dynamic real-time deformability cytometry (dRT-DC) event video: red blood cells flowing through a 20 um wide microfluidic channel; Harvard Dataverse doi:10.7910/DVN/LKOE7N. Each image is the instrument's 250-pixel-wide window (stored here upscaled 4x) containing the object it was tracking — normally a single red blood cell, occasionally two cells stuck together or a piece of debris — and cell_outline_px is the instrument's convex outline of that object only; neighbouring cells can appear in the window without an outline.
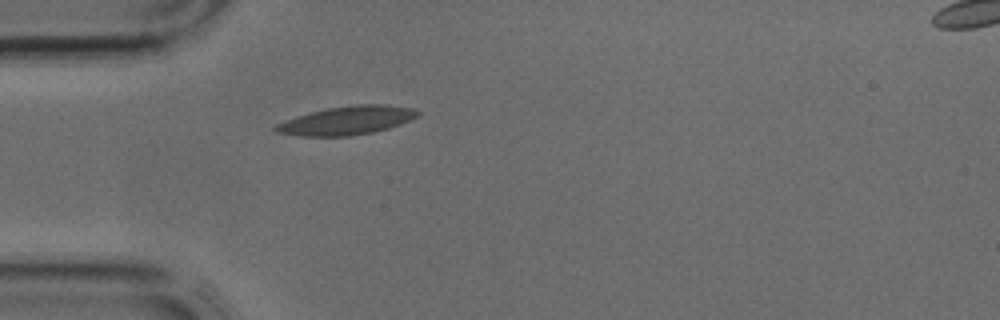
{"species": "common noctule bat (a hibernating species)", "species_latin": "Nyctalus noctula", "temperature_condition": "cold", "stored_images_in_passage": 4, "camera_frame_rate_fps": 3000, "um_per_image_px": 0.085, "animal": {"sex": "male", "body_mass_g": 17.9, "forearm_length_mm": 54.2}, "frame": {"image": 1, "passage_image": 4, "time_ms": 1.0, "image_size_px": [1000, 320], "cell_outline_px": [[420, 116], [400, 124], [388, 128], [372, 132], [352, 136], [300, 136], [276, 132], [272, 128], [276, 124], [284, 120], [308, 112], [328, 108], [356, 104], [388, 104], [412, 108], [420, 112]], "centroid_in_image_um": [29.47, 10.23], "position_along_channel_um": 55.5, "area_um2": 23.81}}